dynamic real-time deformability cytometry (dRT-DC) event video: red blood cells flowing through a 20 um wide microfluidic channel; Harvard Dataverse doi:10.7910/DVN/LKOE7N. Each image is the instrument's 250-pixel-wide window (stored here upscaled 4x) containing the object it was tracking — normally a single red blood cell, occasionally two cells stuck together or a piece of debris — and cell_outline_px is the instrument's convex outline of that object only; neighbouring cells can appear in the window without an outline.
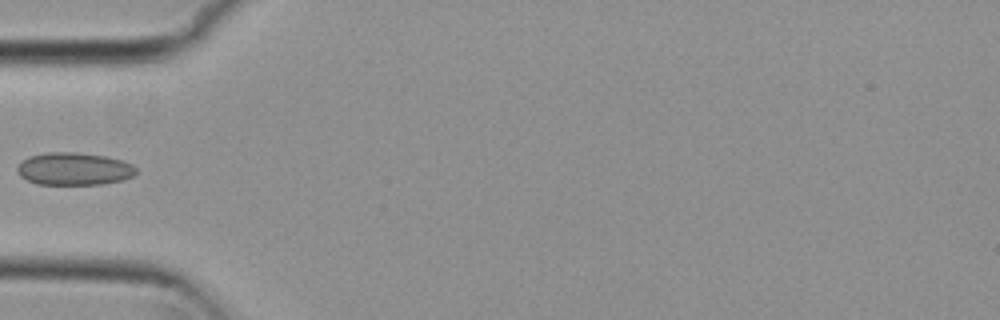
{"species": "common noctule bat (a hibernating species)", "species_latin": "Nyctalus noctula", "temperature_condition": "cold", "stored_images_in_passage": 5, "camera_frame_rate_fps": 3000, "um_per_image_px": 0.085, "animal": {"sex": "female", "body_mass_g": 29.2, "forearm_length_mm": 56.3}, "frame": {"image": 1, "passage_image": 1, "time_ms": 0.0, "image_size_px": [1000, 320], "cell_outline_px": [[136, 172], [132, 176], [120, 180], [100, 184], [36, 184], [20, 176], [16, 168], [28, 156], [44, 152], [76, 152], [104, 156], [120, 160], [132, 164], [136, 168]], "centroid_in_image_um": [6.26, 14.34], "position_along_channel_um": 78.7, "area_um2": 22.37}}
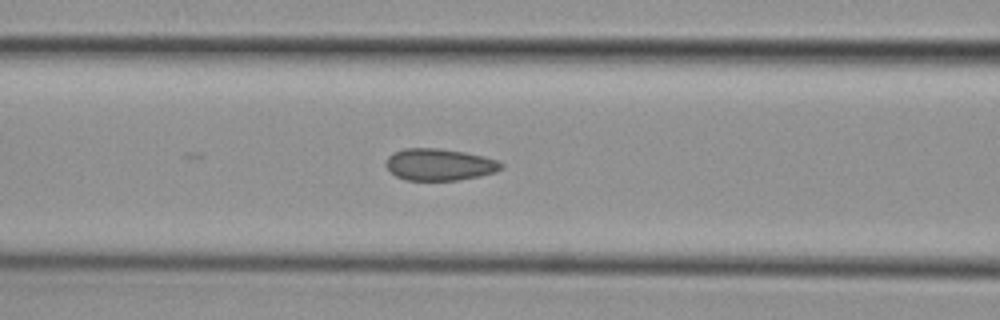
{"frame": {"image": 2, "passage_image": 5, "time_ms": 1.333, "image_size_px": [1000, 320], "cell_outline_px": [[504, 168], [496, 172], [480, 176], [460, 180], [404, 180], [396, 176], [384, 164], [388, 156], [392, 152], [404, 148], [436, 148], [464, 152], [484, 156], [496, 160], [504, 164]], "centroid_in_image_um": [37.35, 13.99], "position_along_channel_um": 129.2, "area_um2": 21.56}}